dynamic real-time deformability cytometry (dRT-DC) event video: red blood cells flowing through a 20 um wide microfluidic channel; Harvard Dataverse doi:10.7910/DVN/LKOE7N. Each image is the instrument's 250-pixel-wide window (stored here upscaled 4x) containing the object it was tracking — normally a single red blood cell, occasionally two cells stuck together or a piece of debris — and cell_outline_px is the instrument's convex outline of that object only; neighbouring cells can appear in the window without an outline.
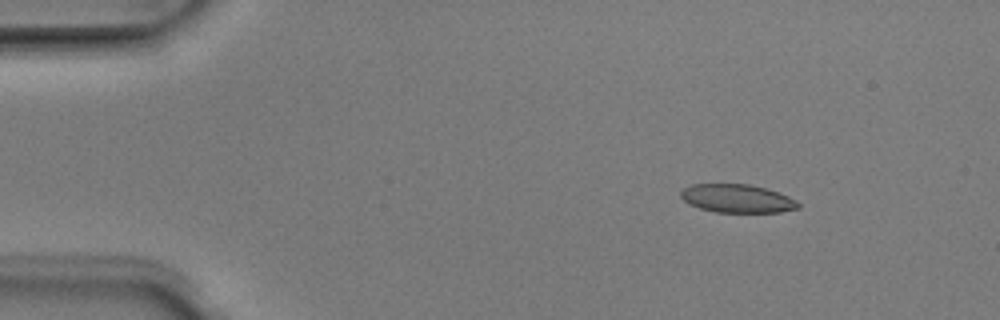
{"species": "Egyptian fruit bat (a non-hibernating species)", "species_latin": "Rousettus aegyptiacus", "temperature_condition": "room temperature", "stored_images_in_passage": 5, "camera_frame_rate_fps": 3000, "um_per_image_px": 0.085, "animal": {"sex": "male"}, "frame": {"image": 1, "passage_image": 2, "time_ms": 0.333, "image_size_px": [1000, 320], "cell_outline_px": [[800, 208], [780, 212], [716, 212], [700, 208], [688, 204], [680, 196], [680, 192], [684, 188], [692, 184], [748, 184], [768, 188], [788, 196], [796, 200], [800, 204]], "centroid_in_image_um": [62.67, 16.87], "position_along_channel_um": 22.3, "area_um2": 19.48}}
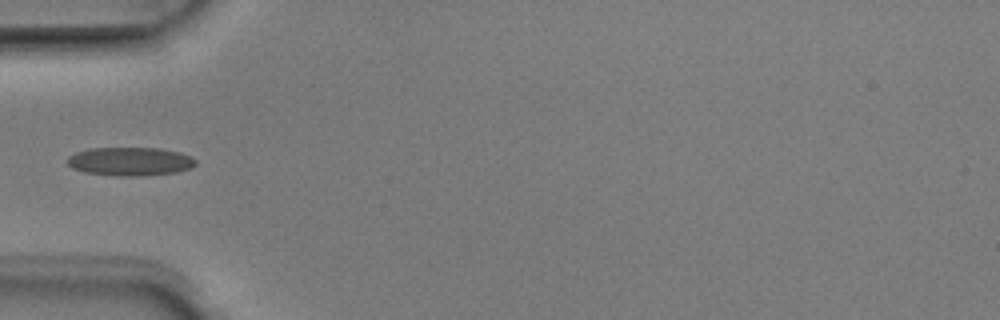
{"frame": {"image": 2, "passage_image": 5, "time_ms": 1.333, "image_size_px": [1000, 320], "cell_outline_px": [[196, 164], [192, 168], [176, 172], [140, 176], [112, 176], [84, 172], [72, 168], [68, 164], [68, 156], [76, 152], [92, 148], [160, 148], [180, 152], [192, 156], [196, 160]], "centroid_in_image_um": [11.08, 13.72], "position_along_channel_um": 73.9, "area_um2": 21.5}}